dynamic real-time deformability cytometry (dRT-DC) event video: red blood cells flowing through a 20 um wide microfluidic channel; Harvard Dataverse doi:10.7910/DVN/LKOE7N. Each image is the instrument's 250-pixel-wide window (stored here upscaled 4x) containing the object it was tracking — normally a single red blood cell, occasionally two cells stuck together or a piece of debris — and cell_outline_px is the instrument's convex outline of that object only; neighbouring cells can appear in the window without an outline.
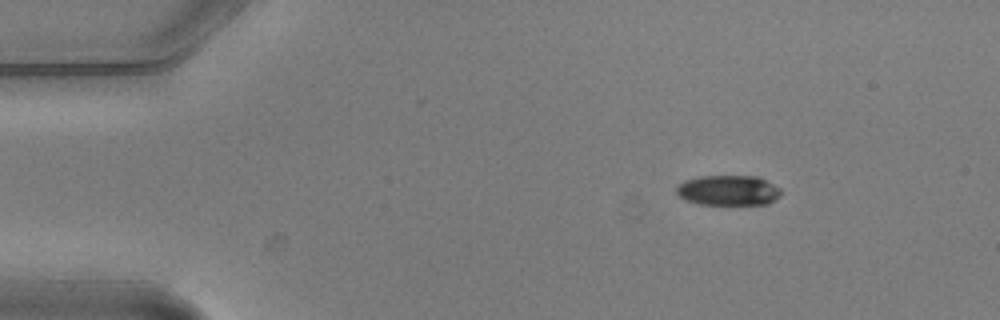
{"species": "common noctule bat (a hibernating species)", "species_latin": "Nyctalus noctula", "temperature_condition": "warm", "stored_images_in_passage": 7, "camera_frame_rate_fps": 3000, "um_per_image_px": 0.085, "animal": {"sex": "male", "body_mass_g": 20.5, "forearm_length_mm": 52.5}, "frame": {"image": 1, "passage_image": 2, "time_ms": 0.333, "image_size_px": [1000, 320], "cell_outline_px": [[780, 196], [768, 204], [696, 204], [684, 200], [676, 192], [676, 188], [684, 180], [696, 176], [760, 176], [780, 188]], "centroid_in_image_um": [61.89, 16.17], "position_along_channel_um": 23.1, "area_um2": 18.55}}
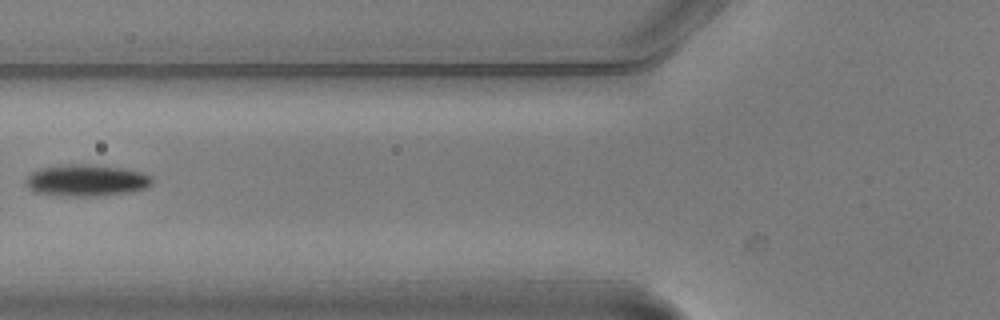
{"frame": {"image": 2, "passage_image": 6, "time_ms": 1.667, "image_size_px": [1000, 320], "cell_outline_px": [[152, 184], [144, 188], [128, 192], [92, 196], [60, 196], [32, 192], [24, 184], [24, 180], [32, 172], [40, 168], [64, 164], [84, 164], [120, 168], [140, 172], [152, 176]], "centroid_in_image_um": [7.26, 15.34], "position_along_channel_um": 118.5, "area_um2": 23.29}}
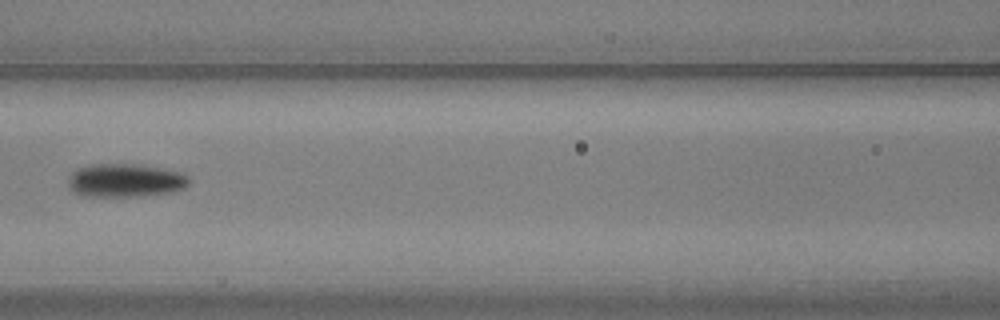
{"frame": {"image": 3, "passage_image": 7, "time_ms": 2.0, "image_size_px": [1000, 320], "cell_outline_px": [[192, 180], [184, 188], [172, 192], [136, 196], [80, 196], [68, 188], [68, 180], [72, 172], [76, 168], [92, 164], [132, 164], [160, 168], [180, 172], [188, 176]], "centroid_in_image_um": [10.62, 15.34], "position_along_channel_um": 156.0, "area_um2": 23.58}}